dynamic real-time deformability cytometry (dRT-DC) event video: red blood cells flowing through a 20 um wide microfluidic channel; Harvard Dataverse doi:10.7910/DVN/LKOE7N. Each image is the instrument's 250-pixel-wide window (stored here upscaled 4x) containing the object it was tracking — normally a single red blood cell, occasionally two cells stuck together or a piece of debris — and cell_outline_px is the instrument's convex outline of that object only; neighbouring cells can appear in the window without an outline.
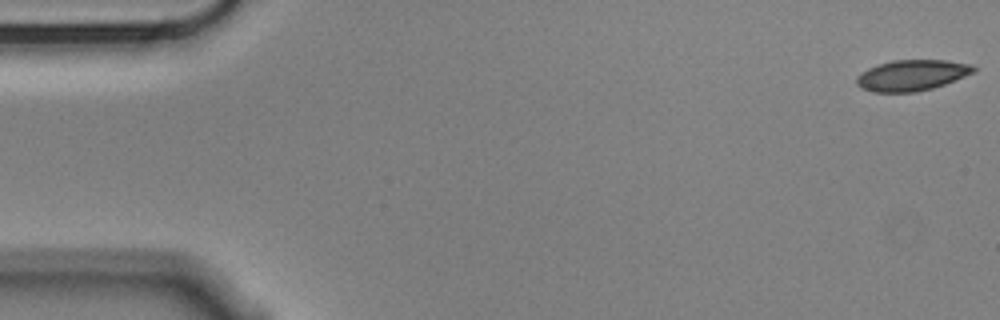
{"species": "Egyptian fruit bat (a non-hibernating species)", "species_latin": "Rousettus aegyptiacus", "temperature_condition": "cold", "stored_images_in_passage": 13, "camera_frame_rate_fps": 3000, "um_per_image_px": 0.085, "animal": {"sex": "male"}, "frame": {"image": 1, "passage_image": 1, "time_ms": 0.0, "image_size_px": [1000, 320], "cell_outline_px": [[980, 68], [976, 72], [944, 84], [932, 88], [916, 92], [872, 92], [860, 88], [856, 84], [856, 76], [868, 68], [892, 60], [944, 60], [972, 64]], "centroid_in_image_um": [77.53, 6.4], "position_along_channel_um": 7.5, "area_um2": 21.21}}